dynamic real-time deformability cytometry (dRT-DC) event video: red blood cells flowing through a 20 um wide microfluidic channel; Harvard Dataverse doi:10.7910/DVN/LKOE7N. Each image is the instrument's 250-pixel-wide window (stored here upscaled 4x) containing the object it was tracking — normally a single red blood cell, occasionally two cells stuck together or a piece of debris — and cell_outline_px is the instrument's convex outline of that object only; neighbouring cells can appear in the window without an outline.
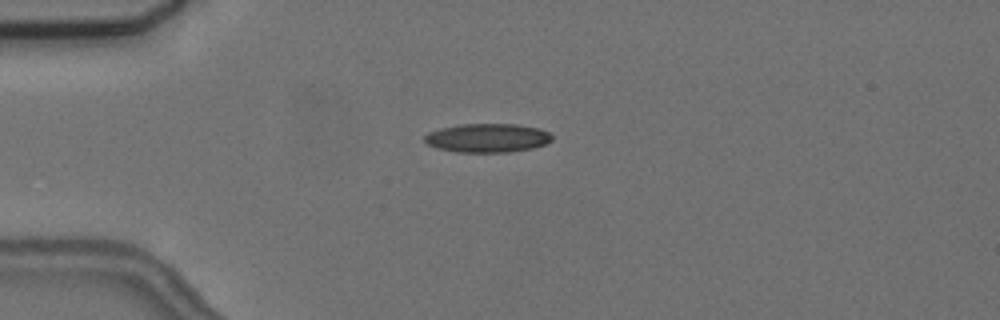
{"species": "common noctule bat (a hibernating species)", "species_latin": "Nyctalus noctula", "temperature_condition": "cold", "stored_images_in_passage": 3, "camera_frame_rate_fps": 3000, "um_per_image_px": 0.085, "animal": {"sex": "female", "body_mass_g": 24.6, "forearm_length_mm": 56.2}, "frame": {"image": 1, "passage_image": 1, "time_ms": 0.0, "image_size_px": [1000, 320], "cell_outline_px": [[552, 140], [544, 144], [532, 148], [508, 152], [456, 152], [436, 148], [428, 144], [424, 140], [424, 136], [428, 132], [440, 128], [460, 124], [516, 124], [540, 128], [548, 132], [552, 136]], "centroid_in_image_um": [41.41, 11.72], "position_along_channel_um": 43.6, "area_um2": 21.44}}